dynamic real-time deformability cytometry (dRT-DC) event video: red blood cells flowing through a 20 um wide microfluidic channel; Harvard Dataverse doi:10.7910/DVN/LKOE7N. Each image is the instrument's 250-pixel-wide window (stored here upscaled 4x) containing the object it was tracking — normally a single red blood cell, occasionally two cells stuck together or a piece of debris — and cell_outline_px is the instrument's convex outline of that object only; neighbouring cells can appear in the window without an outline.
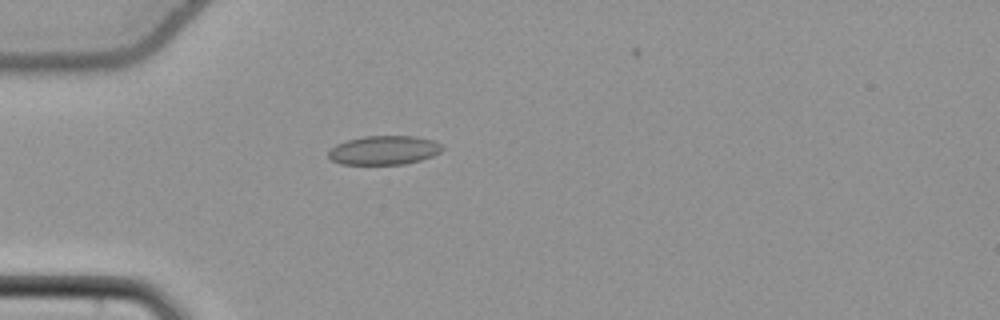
{"species": "common noctule bat (a hibernating species)", "species_latin": "Nyctalus noctula", "temperature_condition": "cold", "stored_images_in_passage": 55, "camera_frame_rate_fps": 3000, "um_per_image_px": 0.085, "animal": {"sex": "female", "body_mass_g": 22.7, "forearm_length_mm": 54.2}, "frame": {"image": 1, "passage_image": 17, "time_ms": 5.333, "image_size_px": [1000, 320], "cell_outline_px": [[444, 148], [440, 152], [432, 156], [420, 160], [404, 164], [340, 164], [332, 160], [328, 156], [328, 152], [336, 144], [348, 140], [364, 136], [416, 136], [432, 140], [440, 144]], "centroid_in_image_um": [32.64, 12.76], "position_along_channel_um": 52.4, "area_um2": 19.13}}
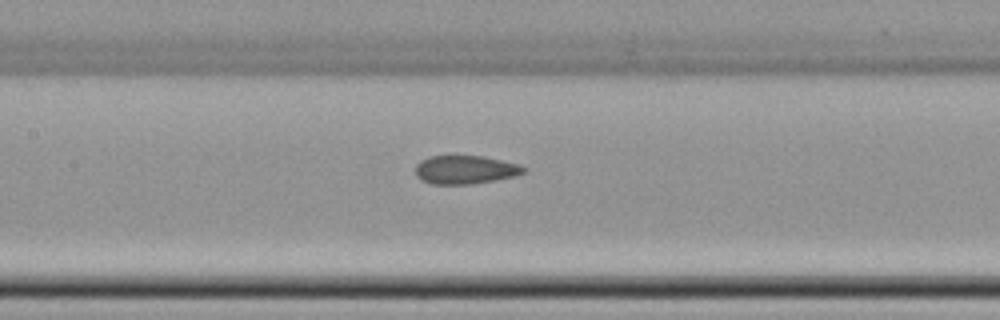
{"frame": {"image": 2, "passage_image": 27, "time_ms": 8.667, "image_size_px": [1000, 320], "cell_outline_px": [[528, 172], [516, 176], [496, 180], [472, 184], [432, 184], [420, 180], [416, 176], [416, 164], [420, 160], [432, 156], [484, 156], [520, 164], [528, 168]], "centroid_in_image_um": [39.6, 14.43], "position_along_channel_um": 167.8, "area_um2": 18.26}}
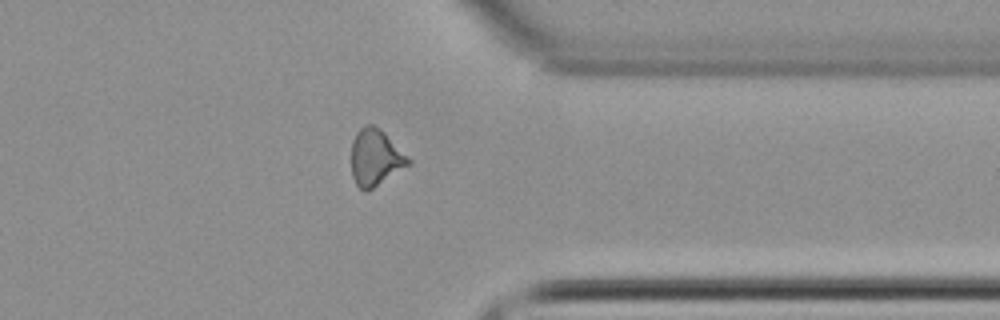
{"frame": {"image": 3, "passage_image": 44, "time_ms": 14.333, "image_size_px": [1000, 320], "cell_outline_px": [[412, 164], [368, 192], [364, 192], [356, 184], [352, 176], [352, 140], [356, 132], [360, 128], [368, 124], [372, 124], [380, 128], [412, 160]], "centroid_in_image_um": [31.93, 13.42], "position_along_channel_um": 379.5, "area_um2": 19.07}, "authors_computed_cell_mechanics": {"area_um2": 18.7272, "velocity_mm_per_s": 3.8383, "shape_relaxation_time_tau1_ms": null, "shape_relaxation_time_tau2_ms": 2.2337, "deformation_change_tau1": null, "deformation_change_tau2": 0.0721}}